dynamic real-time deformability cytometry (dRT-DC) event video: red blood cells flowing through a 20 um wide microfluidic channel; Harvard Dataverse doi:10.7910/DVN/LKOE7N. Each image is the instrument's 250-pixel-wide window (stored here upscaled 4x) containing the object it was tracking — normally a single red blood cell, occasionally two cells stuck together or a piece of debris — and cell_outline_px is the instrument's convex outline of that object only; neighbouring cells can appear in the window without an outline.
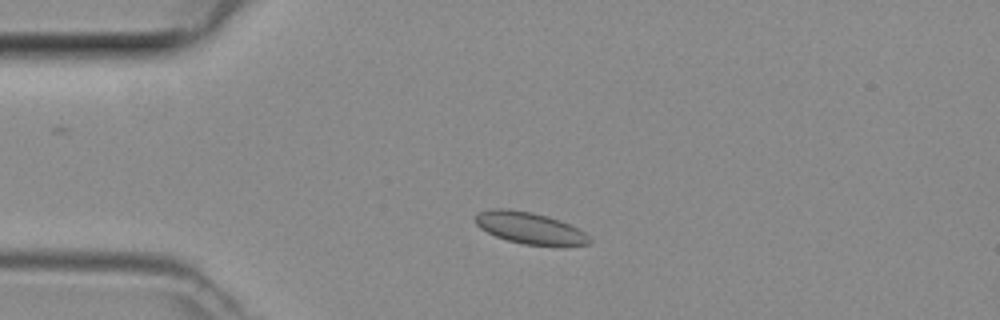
{"species": "common noctule bat (a hibernating species)", "species_latin": "Nyctalus noctula", "temperature_condition": "room temperature", "stored_images_in_passage": 48, "camera_frame_rate_fps": 3000, "um_per_image_px": 0.085, "animal": {"sex": "female", "body_mass_g": 29.2, "forearm_length_mm": 56.3}, "frame": {"image": 1, "passage_image": 11, "time_ms": 3.333, "image_size_px": [1000, 320], "cell_outline_px": [[592, 240], [588, 244], [524, 244], [508, 240], [496, 236], [480, 228], [472, 220], [472, 216], [476, 212], [492, 208], [508, 208], [532, 212], [548, 216], [560, 220], [584, 232]], "centroid_in_image_um": [44.91, 19.33], "position_along_channel_um": 40.1, "area_um2": 20.81}}
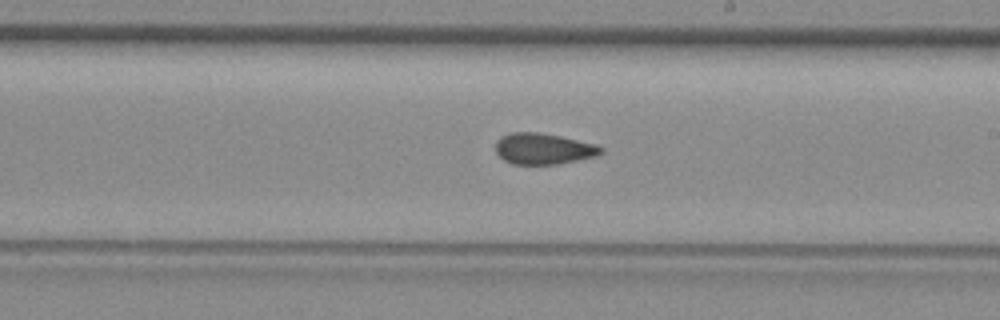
{"frame": {"image": 2, "passage_image": 27, "time_ms": 8.667, "image_size_px": [1000, 320], "cell_outline_px": [[604, 152], [596, 156], [556, 164], [512, 164], [504, 160], [496, 152], [496, 140], [500, 136], [512, 132], [540, 132], [560, 136], [596, 144], [604, 148]], "centroid_in_image_um": [46.18, 12.63], "position_along_channel_um": 242.8, "area_um2": 19.13}}
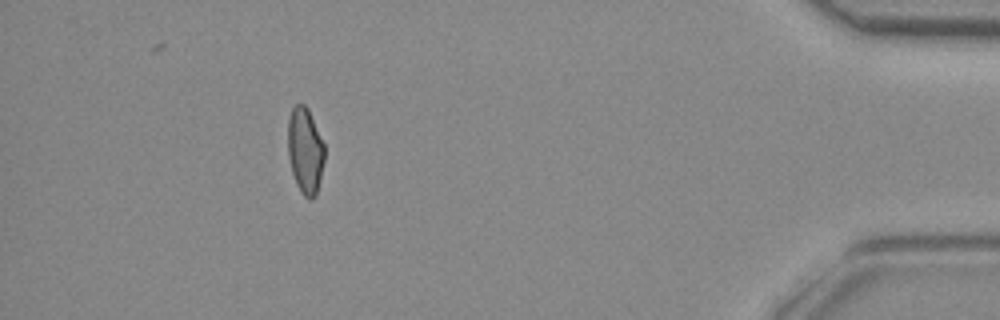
{"frame": {"image": 3, "passage_image": 43, "time_ms": 14.0, "image_size_px": [1000, 320], "cell_outline_px": [[324, 160], [320, 180], [316, 196], [312, 200], [308, 200], [300, 192], [296, 184], [292, 172], [288, 156], [288, 120], [292, 108], [296, 104], [304, 104], [308, 108], [324, 144]], "centroid_in_image_um": [25.94, 12.83], "position_along_channel_um": 409.3, "area_um2": 18.5}}